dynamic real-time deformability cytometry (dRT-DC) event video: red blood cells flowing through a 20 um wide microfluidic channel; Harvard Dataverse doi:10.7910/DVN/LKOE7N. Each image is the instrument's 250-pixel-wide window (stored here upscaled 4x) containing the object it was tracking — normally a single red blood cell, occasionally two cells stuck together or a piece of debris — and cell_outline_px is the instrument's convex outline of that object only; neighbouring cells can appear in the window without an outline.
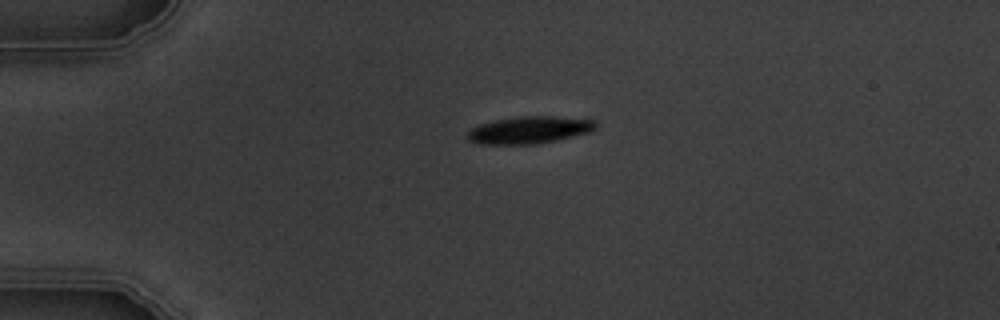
{"species": "common noctule bat (a hibernating species)", "species_latin": "Nyctalus noctula", "temperature_condition": "warm", "stored_images_in_passage": 2, "camera_frame_rate_fps": 3000, "um_per_image_px": 0.085, "animal": {"sex": "male", "body_mass_g": 19.5, "forearm_length_mm": 54.6}, "frame": {"image": 1, "passage_image": 1, "time_ms": 0.0, "image_size_px": [1000, 320], "cell_outline_px": [[596, 128], [588, 132], [556, 140], [536, 144], [480, 144], [468, 140], [468, 132], [472, 128], [480, 124], [492, 120], [516, 116], [552, 116], [596, 120]], "centroid_in_image_um": [44.97, 11.04], "position_along_channel_um": 40.0, "area_um2": 20.29}}